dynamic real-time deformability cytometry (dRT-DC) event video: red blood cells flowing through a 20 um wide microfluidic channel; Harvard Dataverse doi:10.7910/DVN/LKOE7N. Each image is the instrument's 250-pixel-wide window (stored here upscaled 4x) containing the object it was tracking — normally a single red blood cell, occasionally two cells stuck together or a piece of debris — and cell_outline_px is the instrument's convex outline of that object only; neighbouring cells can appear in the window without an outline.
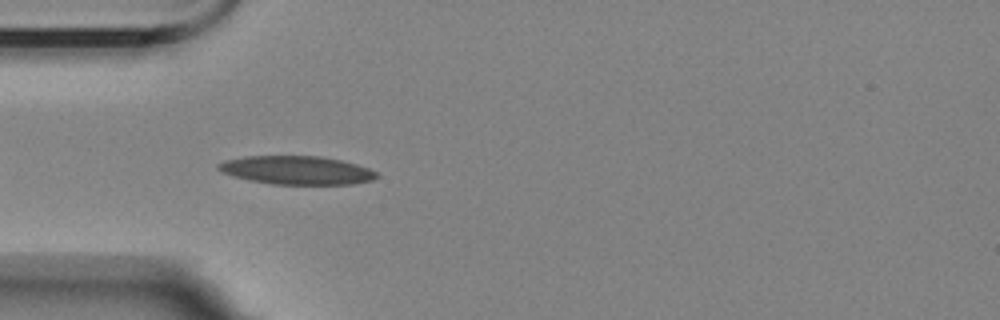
{"species": "Egyptian fruit bat (a non-hibernating species)", "species_latin": "Rousettus aegyptiacus", "temperature_condition": "room temperature", "stored_images_in_passage": 5, "camera_frame_rate_fps": 3000, "um_per_image_px": 0.085, "animal": {"sex": "female"}, "frame": {"image": 1, "passage_image": 4, "time_ms": 3.667, "image_size_px": [1000, 320], "cell_outline_px": [[380, 176], [372, 180], [352, 184], [272, 184], [248, 180], [232, 176], [216, 168], [216, 164], [224, 160], [244, 156], [320, 156], [340, 160], [356, 164], [368, 168], [376, 172]], "centroid_in_image_um": [25.19, 14.46], "position_along_channel_um": 59.8, "area_um2": 26.3}}
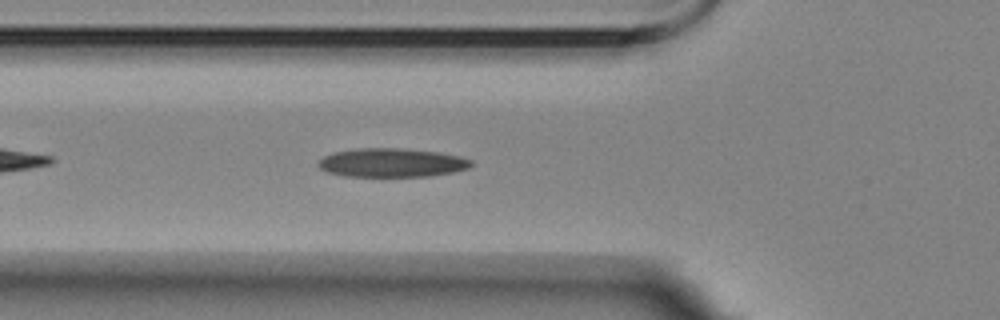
{"frame": {"image": 2, "passage_image": 5, "time_ms": 4.667, "image_size_px": [1000, 320], "cell_outline_px": [[472, 164], [468, 168], [452, 172], [428, 176], [344, 176], [328, 172], [320, 168], [316, 164], [324, 156], [332, 152], [360, 148], [400, 148], [440, 152], [460, 156], [472, 160]], "centroid_in_image_um": [33.29, 13.82], "position_along_channel_um": 92.5, "area_um2": 25.61}}